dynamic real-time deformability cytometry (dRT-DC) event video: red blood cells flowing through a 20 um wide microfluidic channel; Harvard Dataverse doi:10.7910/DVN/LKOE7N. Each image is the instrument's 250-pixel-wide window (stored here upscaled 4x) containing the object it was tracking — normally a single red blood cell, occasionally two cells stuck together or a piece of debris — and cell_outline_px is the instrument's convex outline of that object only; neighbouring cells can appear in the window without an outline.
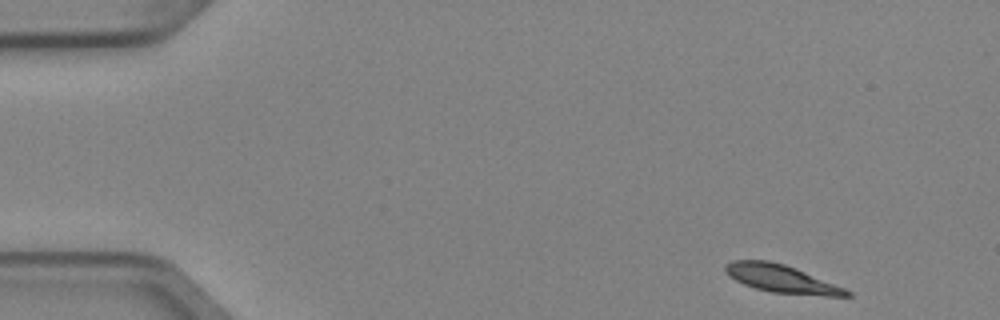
{"species": "Egyptian fruit bat (a non-hibernating species)", "species_latin": "Rousettus aegyptiacus", "temperature_condition": "cold", "stored_images_in_passage": 7, "camera_frame_rate_fps": 3000, "um_per_image_px": 0.085, "animal": {"sex": "female"}, "frame": {"image": 1, "passage_image": 1, "time_ms": 0.0, "image_size_px": [1000, 320], "cell_outline_px": [[852, 296], [824, 296], [772, 292], [756, 288], [744, 284], [728, 276], [724, 272], [724, 264], [732, 260], [768, 260], [784, 264], [796, 268], [844, 288], [852, 292]], "centroid_in_image_um": [66.39, 23.68], "position_along_channel_um": 18.6, "area_um2": 19.65}}
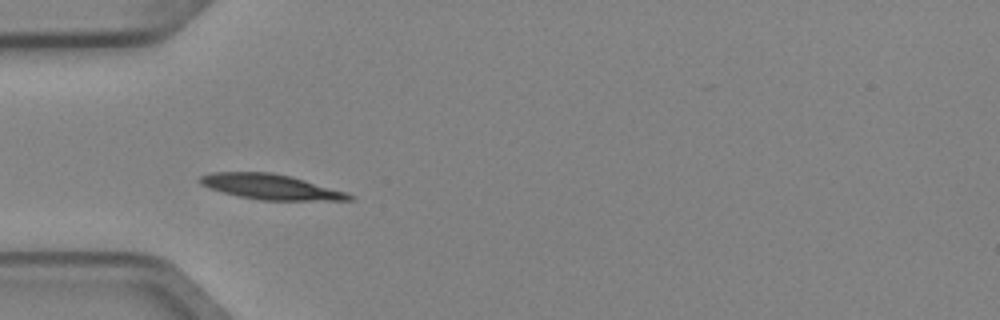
{"frame": {"image": 2, "passage_image": 4, "time_ms": 1.0, "image_size_px": [1000, 320], "cell_outline_px": [[356, 200], [260, 200], [240, 196], [208, 188], [200, 184], [196, 180], [200, 176], [212, 172], [272, 172], [292, 176], [348, 192], [356, 196]], "centroid_in_image_um": [23.04, 15.87], "position_along_channel_um": 62.0, "area_um2": 22.14}}
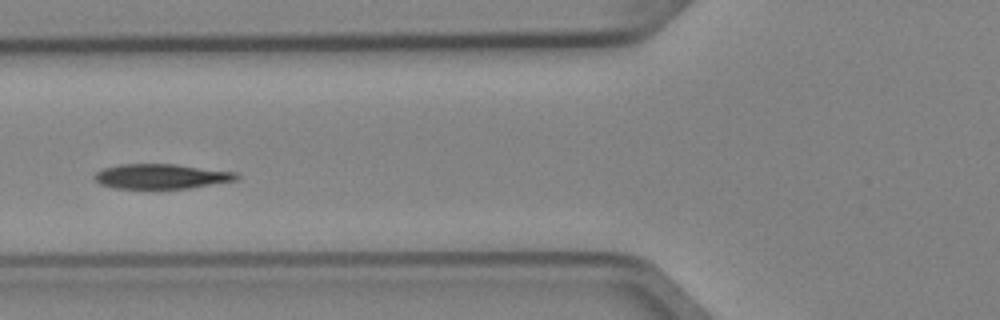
{"frame": {"image": 3, "passage_image": 5, "time_ms": 1.333, "image_size_px": [1000, 320], "cell_outline_px": [[240, 176], [236, 180], [188, 188], [112, 188], [100, 184], [92, 176], [96, 172], [104, 168], [120, 164], [176, 164], [236, 172]], "centroid_in_image_um": [13.68, 14.98], "position_along_channel_um": 112.1, "area_um2": 20.46}}